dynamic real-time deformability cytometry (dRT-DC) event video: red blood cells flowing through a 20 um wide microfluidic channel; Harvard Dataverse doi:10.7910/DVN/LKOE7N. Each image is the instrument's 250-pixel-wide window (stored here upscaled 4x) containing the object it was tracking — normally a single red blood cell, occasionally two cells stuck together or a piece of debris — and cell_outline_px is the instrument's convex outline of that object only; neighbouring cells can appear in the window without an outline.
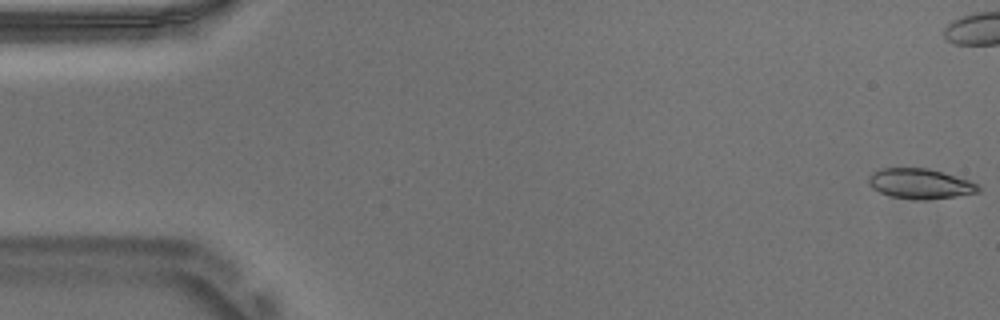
{"species": "Egyptian fruit bat (a non-hibernating species)", "species_latin": "Rousettus aegyptiacus", "temperature_condition": "warm", "stored_images_in_passage": 55, "camera_frame_rate_fps": 3000, "um_per_image_px": 0.085, "animal": {"sex": "male"}, "frame": {"image": 1, "passage_image": 1, "time_ms": 0.0, "image_size_px": [1000, 320], "cell_outline_px": [[980, 192], [956, 196], [924, 200], [916, 200], [892, 196], [880, 192], [872, 188], [868, 184], [868, 176], [872, 172], [880, 168], [928, 168], [944, 172], [980, 184]], "centroid_in_image_um": [78.21, 15.61], "position_along_channel_um": 6.8, "area_um2": 19.42}}
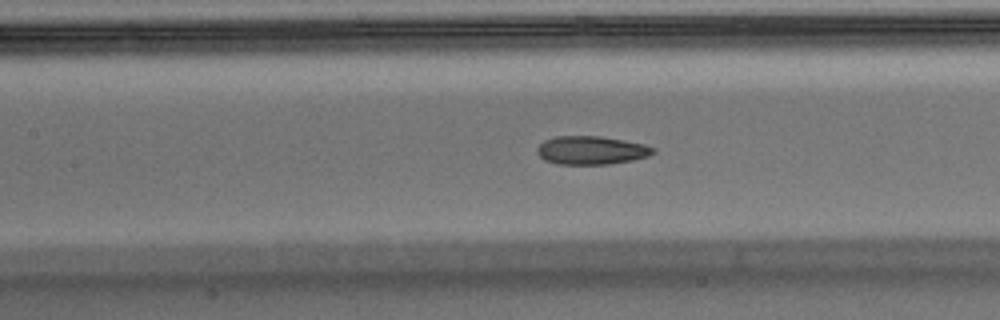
{"frame": {"image": 2, "passage_image": 24, "time_ms": 7.667, "image_size_px": [1000, 320], "cell_outline_px": [[656, 152], [648, 156], [632, 160], [608, 164], [556, 164], [544, 160], [536, 152], [536, 148], [544, 140], [556, 136], [600, 136], [624, 140], [644, 144], [656, 148]], "centroid_in_image_um": [50.25, 12.77], "position_along_channel_um": 157.1, "area_um2": 19.31}, "authors_computed_cell_mechanics": {"area_um2": 19.5942, "velocity_mm_per_s": 3.7337, "shape_relaxation_time_tau1_ms": null, "shape_relaxation_time_tau2_ms": 2.5386, "deformation_change_tau1": null, "deformation_change_tau2": 0.092}}